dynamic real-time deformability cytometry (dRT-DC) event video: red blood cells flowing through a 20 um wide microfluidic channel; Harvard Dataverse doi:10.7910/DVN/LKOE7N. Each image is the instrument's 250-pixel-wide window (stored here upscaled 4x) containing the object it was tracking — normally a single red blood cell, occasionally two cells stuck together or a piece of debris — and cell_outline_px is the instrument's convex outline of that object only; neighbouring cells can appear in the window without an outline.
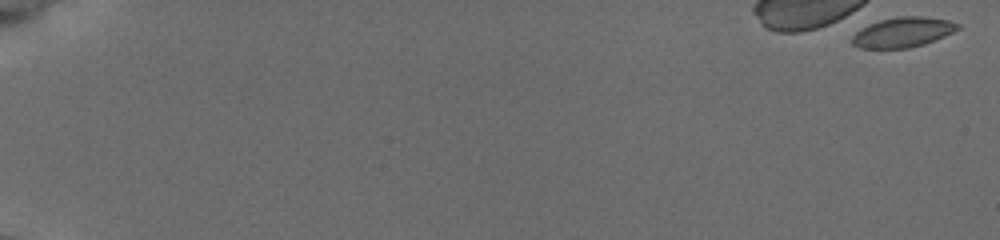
{"species": "common noctule bat (a hibernating species)", "species_latin": "Nyctalus noctula", "temperature_condition": "cold", "stored_images_in_passage": 21, "camera_frame_rate_fps": 3000, "um_per_image_px": 0.085, "animal": {"sex": "female", "body_mass_g": 19.5, "forearm_length_mm": 54.1}, "frame": {"image": 1, "passage_image": 1, "time_ms": 0.0, "image_size_px": [1000, 240], "cell_outline_px": [[960, 28], [944, 36], [924, 44], [908, 48], [860, 48], [852, 44], [852, 36], [860, 28], [868, 24], [880, 20], [896, 16], [924, 16], [948, 20], [960, 24]], "centroid_in_image_um": [76.73, 2.73], "position_along_channel_um": 8.3, "area_um2": 18.5}}